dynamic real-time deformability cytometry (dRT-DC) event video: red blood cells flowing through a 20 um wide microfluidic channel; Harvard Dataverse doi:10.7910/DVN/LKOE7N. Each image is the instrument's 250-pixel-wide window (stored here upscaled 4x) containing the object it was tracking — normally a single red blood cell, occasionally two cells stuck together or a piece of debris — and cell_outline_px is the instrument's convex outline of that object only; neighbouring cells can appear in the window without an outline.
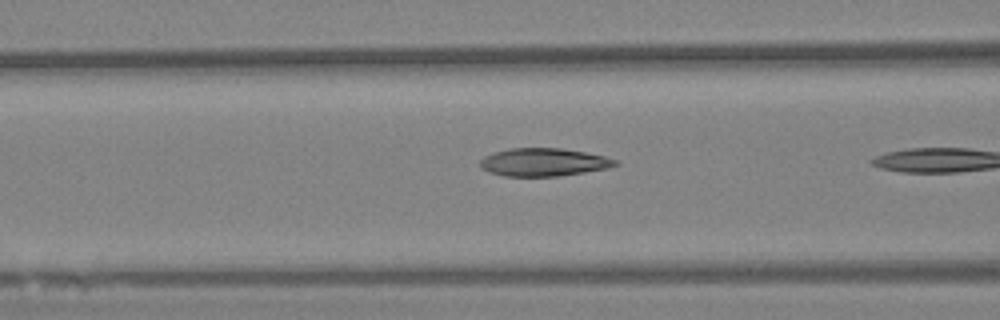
{"species": "Egyptian fruit bat (a non-hibernating species)", "species_latin": "Rousettus aegyptiacus", "temperature_condition": "warm", "stored_images_in_passage": 4, "camera_frame_rate_fps": 3000, "um_per_image_px": 0.085, "animal": {"sex": "female"}, "frame": {"image": 1, "passage_image": 3, "time_ms": 0.667, "image_size_px": [1000, 320], "cell_outline_px": [[620, 164], [608, 168], [560, 176], [504, 176], [488, 172], [480, 168], [480, 160], [484, 156], [492, 152], [508, 148], [560, 148], [584, 152], [604, 156], [616, 160]], "centroid_in_image_um": [46.16, 13.78], "position_along_channel_um": 120.4, "area_um2": 22.14}}